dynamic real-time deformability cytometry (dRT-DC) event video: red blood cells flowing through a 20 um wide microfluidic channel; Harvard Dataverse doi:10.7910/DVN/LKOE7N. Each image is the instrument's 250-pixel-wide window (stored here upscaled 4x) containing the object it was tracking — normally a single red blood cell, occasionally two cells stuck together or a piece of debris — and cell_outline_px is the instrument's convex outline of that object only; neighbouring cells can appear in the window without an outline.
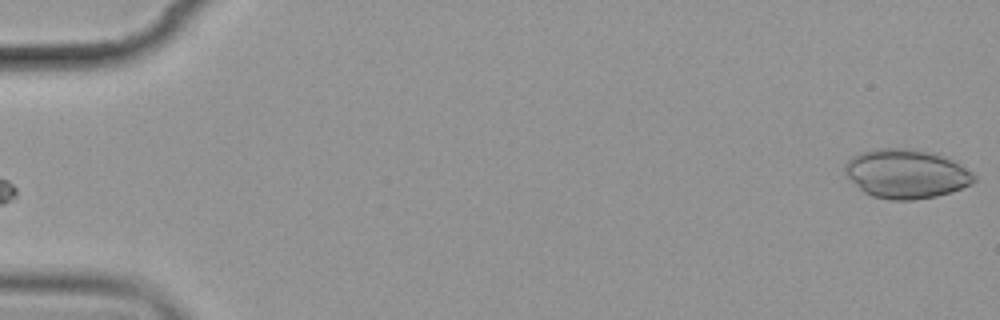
{"species": "common noctule bat (a hibernating species)", "species_latin": "Nyctalus noctula", "temperature_condition": "cold", "stored_images_in_passage": 3, "camera_frame_rate_fps": 3000, "um_per_image_px": 0.085, "animal": {"sex": "female", "body_mass_g": 19.9}, "frame": {"image": 1, "passage_image": 3, "time_ms": 3.333, "image_size_px": [1000, 320], "cell_outline_px": [[976, 180], [972, 184], [952, 192], [936, 196], [912, 200], [892, 200], [872, 196], [864, 192], [848, 176], [844, 168], [844, 164], [852, 156], [860, 152], [872, 148], [912, 148], [936, 152], [960, 164], [972, 172], [976, 176]], "centroid_in_image_um": [77.05, 14.75], "position_along_channel_um": 7.9, "area_um2": 37.22}}